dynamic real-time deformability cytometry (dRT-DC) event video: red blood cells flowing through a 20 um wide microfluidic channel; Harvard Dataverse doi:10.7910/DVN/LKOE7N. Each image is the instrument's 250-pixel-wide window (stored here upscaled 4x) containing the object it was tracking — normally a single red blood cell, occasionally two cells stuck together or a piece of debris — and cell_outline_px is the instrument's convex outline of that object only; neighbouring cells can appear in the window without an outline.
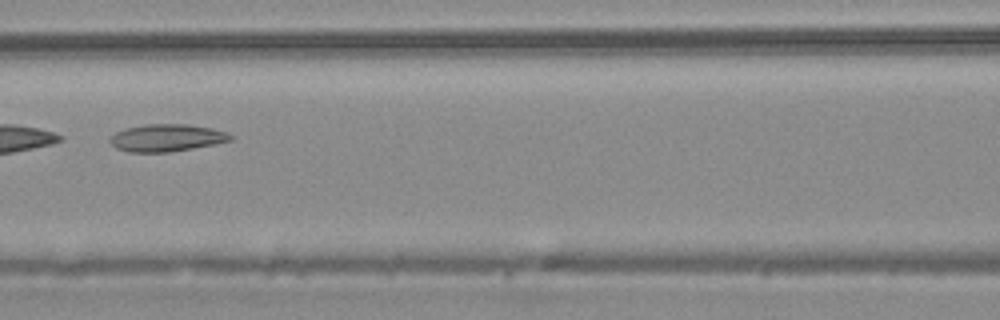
{"species": "common noctule bat (a hibernating species)", "species_latin": "Nyctalus noctula", "temperature_condition": "warm", "stored_images_in_passage": 5, "camera_frame_rate_fps": 3000, "um_per_image_px": 0.085, "animal": {"sex": "male", "body_mass_g": 20.4}, "frame": {"image": 1, "passage_image": 4, "time_ms": 1.0, "image_size_px": [1000, 320], "cell_outline_px": [[232, 140], [216, 144], [168, 152], [128, 152], [116, 148], [108, 140], [116, 132], [124, 128], [144, 124], [188, 124], [212, 128], [224, 132], [232, 136]], "centroid_in_image_um": [14.14, 11.71], "position_along_channel_um": 152.5, "area_um2": 19.13}}
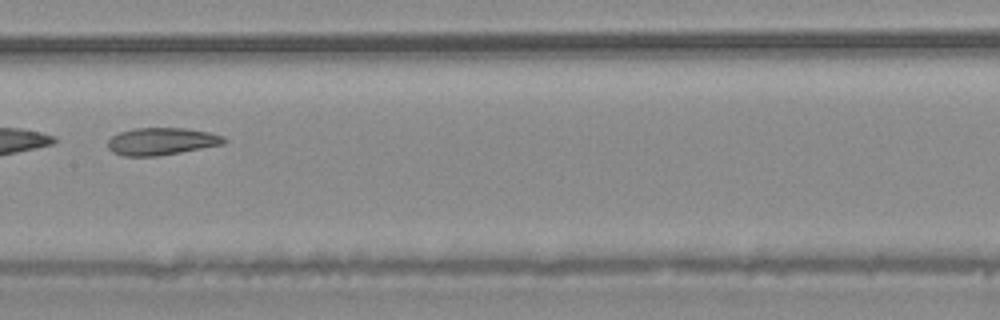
{"frame": {"image": 2, "passage_image": 5, "time_ms": 1.333, "image_size_px": [1000, 320], "cell_outline_px": [[228, 140], [224, 144], [180, 152], [156, 156], [124, 156], [112, 152], [108, 148], [108, 140], [112, 136], [120, 132], [132, 128], [188, 128], [208, 132], [224, 136]], "centroid_in_image_um": [13.73, 12.01], "position_along_channel_um": 193.7, "area_um2": 18.55}}